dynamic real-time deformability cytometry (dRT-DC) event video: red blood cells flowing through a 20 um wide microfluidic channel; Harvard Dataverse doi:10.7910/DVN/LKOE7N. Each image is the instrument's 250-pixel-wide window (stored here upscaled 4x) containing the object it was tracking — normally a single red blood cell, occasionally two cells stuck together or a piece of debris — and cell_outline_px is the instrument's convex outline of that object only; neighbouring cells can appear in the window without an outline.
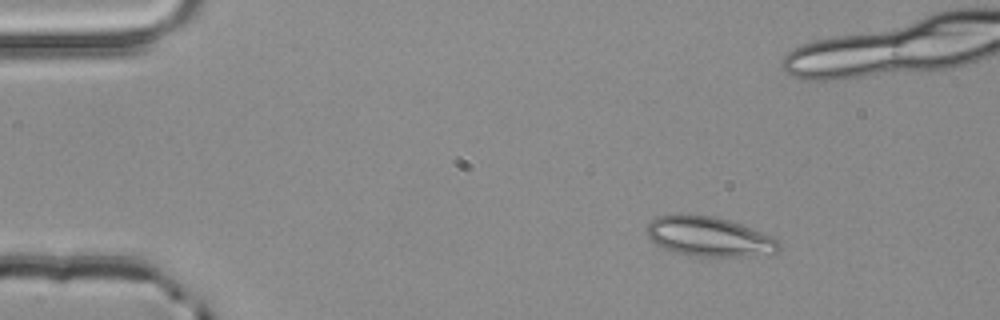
{"species": "common noctule bat (a hibernating species)", "species_latin": "Nyctalus noctula", "temperature_condition": "room temperature", "stored_images_in_passage": 4, "camera_frame_rate_fps": 3000, "um_per_image_px": 0.085, "animal": {"sex": "male", "body_mass_g": 20.4}, "frame": {"image": 1, "passage_image": 1, "time_ms": 0.0, "image_size_px": [1000, 320], "cell_outline_px": [[780, 248], [776, 252], [748, 256], [696, 256], [676, 252], [664, 248], [656, 244], [648, 236], [648, 224], [656, 216], [676, 212], [716, 216], [740, 224], [772, 236], [780, 244]], "centroid_in_image_um": [60.23, 20.07], "position_along_channel_um": 24.8, "area_um2": 30.58}}